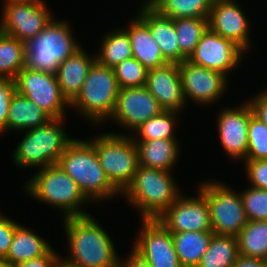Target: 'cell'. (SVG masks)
I'll return each mask as SVG.
<instances>
[{"instance_id":"e0dca14e","label":"cell","mask_w":267,"mask_h":267,"mask_svg":"<svg viewBox=\"0 0 267 267\" xmlns=\"http://www.w3.org/2000/svg\"><path fill=\"white\" fill-rule=\"evenodd\" d=\"M196 197L180 195L158 218L170 232L212 231L206 198L197 190Z\"/></svg>"},{"instance_id":"d4e9b609","label":"cell","mask_w":267,"mask_h":267,"mask_svg":"<svg viewBox=\"0 0 267 267\" xmlns=\"http://www.w3.org/2000/svg\"><path fill=\"white\" fill-rule=\"evenodd\" d=\"M51 249L48 241L21 223L15 230L11 246L3 260L15 265L46 255Z\"/></svg>"},{"instance_id":"4fadbf2b","label":"cell","mask_w":267,"mask_h":267,"mask_svg":"<svg viewBox=\"0 0 267 267\" xmlns=\"http://www.w3.org/2000/svg\"><path fill=\"white\" fill-rule=\"evenodd\" d=\"M132 248L151 267H182L171 232L158 219H141Z\"/></svg>"},{"instance_id":"277c9868","label":"cell","mask_w":267,"mask_h":267,"mask_svg":"<svg viewBox=\"0 0 267 267\" xmlns=\"http://www.w3.org/2000/svg\"><path fill=\"white\" fill-rule=\"evenodd\" d=\"M78 184L91 203L111 201L121 193L111 184L101 167L95 148L88 140L74 139L57 163Z\"/></svg>"},{"instance_id":"ac0fdd59","label":"cell","mask_w":267,"mask_h":267,"mask_svg":"<svg viewBox=\"0 0 267 267\" xmlns=\"http://www.w3.org/2000/svg\"><path fill=\"white\" fill-rule=\"evenodd\" d=\"M239 2L235 0H214L208 17L211 31L229 39L248 53L251 46L249 18Z\"/></svg>"},{"instance_id":"ab89813d","label":"cell","mask_w":267,"mask_h":267,"mask_svg":"<svg viewBox=\"0 0 267 267\" xmlns=\"http://www.w3.org/2000/svg\"><path fill=\"white\" fill-rule=\"evenodd\" d=\"M52 248L46 255L15 264L14 267H60V254Z\"/></svg>"},{"instance_id":"3957f363","label":"cell","mask_w":267,"mask_h":267,"mask_svg":"<svg viewBox=\"0 0 267 267\" xmlns=\"http://www.w3.org/2000/svg\"><path fill=\"white\" fill-rule=\"evenodd\" d=\"M27 181L23 187L26 194L40 203L59 209L63 212L62 218L89 214L85 204L91 201L58 164L38 169Z\"/></svg>"},{"instance_id":"cb8c5ba5","label":"cell","mask_w":267,"mask_h":267,"mask_svg":"<svg viewBox=\"0 0 267 267\" xmlns=\"http://www.w3.org/2000/svg\"><path fill=\"white\" fill-rule=\"evenodd\" d=\"M52 118L37 104L17 91L12 95L7 115V133L30 130L44 125Z\"/></svg>"},{"instance_id":"7c38bea8","label":"cell","mask_w":267,"mask_h":267,"mask_svg":"<svg viewBox=\"0 0 267 267\" xmlns=\"http://www.w3.org/2000/svg\"><path fill=\"white\" fill-rule=\"evenodd\" d=\"M178 70L186 104L192 100L200 106L214 105L228 89V75L219 71L198 66L187 59L178 63Z\"/></svg>"},{"instance_id":"8fae6325","label":"cell","mask_w":267,"mask_h":267,"mask_svg":"<svg viewBox=\"0 0 267 267\" xmlns=\"http://www.w3.org/2000/svg\"><path fill=\"white\" fill-rule=\"evenodd\" d=\"M16 91L26 96L52 119L66 117L70 103L63 96L54 73L35 71L24 67L15 78Z\"/></svg>"},{"instance_id":"d6a6232c","label":"cell","mask_w":267,"mask_h":267,"mask_svg":"<svg viewBox=\"0 0 267 267\" xmlns=\"http://www.w3.org/2000/svg\"><path fill=\"white\" fill-rule=\"evenodd\" d=\"M180 52L188 59L194 52L202 35L209 28L208 18H178L174 19Z\"/></svg>"},{"instance_id":"ba28073f","label":"cell","mask_w":267,"mask_h":267,"mask_svg":"<svg viewBox=\"0 0 267 267\" xmlns=\"http://www.w3.org/2000/svg\"><path fill=\"white\" fill-rule=\"evenodd\" d=\"M87 140L95 148L107 178L122 193L131 183L139 166L137 146L132 136L112 131Z\"/></svg>"},{"instance_id":"30bf717a","label":"cell","mask_w":267,"mask_h":267,"mask_svg":"<svg viewBox=\"0 0 267 267\" xmlns=\"http://www.w3.org/2000/svg\"><path fill=\"white\" fill-rule=\"evenodd\" d=\"M46 0H4L0 31L26 42L54 18Z\"/></svg>"},{"instance_id":"6da1fadb","label":"cell","mask_w":267,"mask_h":267,"mask_svg":"<svg viewBox=\"0 0 267 267\" xmlns=\"http://www.w3.org/2000/svg\"><path fill=\"white\" fill-rule=\"evenodd\" d=\"M62 222L70 253L60 256L62 267H118L115 243L93 215L67 217Z\"/></svg>"},{"instance_id":"f546056e","label":"cell","mask_w":267,"mask_h":267,"mask_svg":"<svg viewBox=\"0 0 267 267\" xmlns=\"http://www.w3.org/2000/svg\"><path fill=\"white\" fill-rule=\"evenodd\" d=\"M25 67V42L0 31V78L15 79Z\"/></svg>"},{"instance_id":"9c48e42d","label":"cell","mask_w":267,"mask_h":267,"mask_svg":"<svg viewBox=\"0 0 267 267\" xmlns=\"http://www.w3.org/2000/svg\"><path fill=\"white\" fill-rule=\"evenodd\" d=\"M198 184V191L206 198L210 209L213 233L237 237L248 223L240 192L215 179Z\"/></svg>"},{"instance_id":"5bb4252c","label":"cell","mask_w":267,"mask_h":267,"mask_svg":"<svg viewBox=\"0 0 267 267\" xmlns=\"http://www.w3.org/2000/svg\"><path fill=\"white\" fill-rule=\"evenodd\" d=\"M164 111L146 86L120 88L115 109L107 120L133 134L143 123ZM114 120V121H113ZM132 131V132H131Z\"/></svg>"},{"instance_id":"4316f807","label":"cell","mask_w":267,"mask_h":267,"mask_svg":"<svg viewBox=\"0 0 267 267\" xmlns=\"http://www.w3.org/2000/svg\"><path fill=\"white\" fill-rule=\"evenodd\" d=\"M96 53V60L109 68H114L124 60L133 57L131 42L125 28H117L105 33Z\"/></svg>"},{"instance_id":"60d3db41","label":"cell","mask_w":267,"mask_h":267,"mask_svg":"<svg viewBox=\"0 0 267 267\" xmlns=\"http://www.w3.org/2000/svg\"><path fill=\"white\" fill-rule=\"evenodd\" d=\"M248 103L251 105L254 115L267 127V89L248 98Z\"/></svg>"},{"instance_id":"7bdbcfd3","label":"cell","mask_w":267,"mask_h":267,"mask_svg":"<svg viewBox=\"0 0 267 267\" xmlns=\"http://www.w3.org/2000/svg\"><path fill=\"white\" fill-rule=\"evenodd\" d=\"M233 267H266L265 260L239 254Z\"/></svg>"},{"instance_id":"ffe728a7","label":"cell","mask_w":267,"mask_h":267,"mask_svg":"<svg viewBox=\"0 0 267 267\" xmlns=\"http://www.w3.org/2000/svg\"><path fill=\"white\" fill-rule=\"evenodd\" d=\"M137 15L148 25L162 56L169 63H180L187 58L180 52L174 20L159 14L145 0Z\"/></svg>"},{"instance_id":"8992f818","label":"cell","mask_w":267,"mask_h":267,"mask_svg":"<svg viewBox=\"0 0 267 267\" xmlns=\"http://www.w3.org/2000/svg\"><path fill=\"white\" fill-rule=\"evenodd\" d=\"M64 122L65 117L51 119L44 125L23 131L24 136L12 153L14 166L38 170L57 164L67 146L74 140L63 129Z\"/></svg>"},{"instance_id":"74e56055","label":"cell","mask_w":267,"mask_h":267,"mask_svg":"<svg viewBox=\"0 0 267 267\" xmlns=\"http://www.w3.org/2000/svg\"><path fill=\"white\" fill-rule=\"evenodd\" d=\"M15 91V79L0 78V135L7 132L8 109L11 97Z\"/></svg>"},{"instance_id":"f35d334b","label":"cell","mask_w":267,"mask_h":267,"mask_svg":"<svg viewBox=\"0 0 267 267\" xmlns=\"http://www.w3.org/2000/svg\"><path fill=\"white\" fill-rule=\"evenodd\" d=\"M19 225L20 223H17V221L0 213V260H3L7 256L13 241V235Z\"/></svg>"},{"instance_id":"e575fe53","label":"cell","mask_w":267,"mask_h":267,"mask_svg":"<svg viewBox=\"0 0 267 267\" xmlns=\"http://www.w3.org/2000/svg\"><path fill=\"white\" fill-rule=\"evenodd\" d=\"M245 160H267V127L254 114L248 126V147Z\"/></svg>"},{"instance_id":"836d02e7","label":"cell","mask_w":267,"mask_h":267,"mask_svg":"<svg viewBox=\"0 0 267 267\" xmlns=\"http://www.w3.org/2000/svg\"><path fill=\"white\" fill-rule=\"evenodd\" d=\"M113 71L120 88L140 87L146 84L148 69L134 57L119 63Z\"/></svg>"},{"instance_id":"4dcf8cb0","label":"cell","mask_w":267,"mask_h":267,"mask_svg":"<svg viewBox=\"0 0 267 267\" xmlns=\"http://www.w3.org/2000/svg\"><path fill=\"white\" fill-rule=\"evenodd\" d=\"M178 115L180 116V113L164 110L143 123L131 136L134 141L178 139L175 135Z\"/></svg>"},{"instance_id":"83f0119b","label":"cell","mask_w":267,"mask_h":267,"mask_svg":"<svg viewBox=\"0 0 267 267\" xmlns=\"http://www.w3.org/2000/svg\"><path fill=\"white\" fill-rule=\"evenodd\" d=\"M159 14L171 19L208 18L214 0H145Z\"/></svg>"},{"instance_id":"5b68a950","label":"cell","mask_w":267,"mask_h":267,"mask_svg":"<svg viewBox=\"0 0 267 267\" xmlns=\"http://www.w3.org/2000/svg\"><path fill=\"white\" fill-rule=\"evenodd\" d=\"M81 48L70 22L53 18L41 32L25 42V67L56 74L60 64Z\"/></svg>"},{"instance_id":"8d00e7d4","label":"cell","mask_w":267,"mask_h":267,"mask_svg":"<svg viewBox=\"0 0 267 267\" xmlns=\"http://www.w3.org/2000/svg\"><path fill=\"white\" fill-rule=\"evenodd\" d=\"M249 186L267 190V160H244Z\"/></svg>"},{"instance_id":"b9f144b4","label":"cell","mask_w":267,"mask_h":267,"mask_svg":"<svg viewBox=\"0 0 267 267\" xmlns=\"http://www.w3.org/2000/svg\"><path fill=\"white\" fill-rule=\"evenodd\" d=\"M129 253V256L127 258L125 257L124 261L119 259L118 267H151L133 248Z\"/></svg>"},{"instance_id":"d590c367","label":"cell","mask_w":267,"mask_h":267,"mask_svg":"<svg viewBox=\"0 0 267 267\" xmlns=\"http://www.w3.org/2000/svg\"><path fill=\"white\" fill-rule=\"evenodd\" d=\"M248 221L267 220V190L245 187L240 191Z\"/></svg>"},{"instance_id":"2e32d148","label":"cell","mask_w":267,"mask_h":267,"mask_svg":"<svg viewBox=\"0 0 267 267\" xmlns=\"http://www.w3.org/2000/svg\"><path fill=\"white\" fill-rule=\"evenodd\" d=\"M221 109L217 116L220 145L227 158L243 162L247 154L250 117L254 114L251 105L245 101L237 107L226 106Z\"/></svg>"},{"instance_id":"f1b7e54d","label":"cell","mask_w":267,"mask_h":267,"mask_svg":"<svg viewBox=\"0 0 267 267\" xmlns=\"http://www.w3.org/2000/svg\"><path fill=\"white\" fill-rule=\"evenodd\" d=\"M238 255L239 247L236 236L214 233L197 267H233Z\"/></svg>"},{"instance_id":"9a60e30c","label":"cell","mask_w":267,"mask_h":267,"mask_svg":"<svg viewBox=\"0 0 267 267\" xmlns=\"http://www.w3.org/2000/svg\"><path fill=\"white\" fill-rule=\"evenodd\" d=\"M245 53L236 43L208 28L187 60L198 66L228 74L229 77L230 72L240 66Z\"/></svg>"},{"instance_id":"484cf974","label":"cell","mask_w":267,"mask_h":267,"mask_svg":"<svg viewBox=\"0 0 267 267\" xmlns=\"http://www.w3.org/2000/svg\"><path fill=\"white\" fill-rule=\"evenodd\" d=\"M182 267H197L208 249L213 231L171 232Z\"/></svg>"},{"instance_id":"7402d4cb","label":"cell","mask_w":267,"mask_h":267,"mask_svg":"<svg viewBox=\"0 0 267 267\" xmlns=\"http://www.w3.org/2000/svg\"><path fill=\"white\" fill-rule=\"evenodd\" d=\"M125 30L131 42L132 56L145 68L154 69L169 63L163 56L148 25L135 13Z\"/></svg>"},{"instance_id":"52a82bcc","label":"cell","mask_w":267,"mask_h":267,"mask_svg":"<svg viewBox=\"0 0 267 267\" xmlns=\"http://www.w3.org/2000/svg\"><path fill=\"white\" fill-rule=\"evenodd\" d=\"M120 87L113 68L97 60L90 68L80 93L70 103V108L84 116L87 122L98 127L105 124L113 113Z\"/></svg>"},{"instance_id":"d6986e66","label":"cell","mask_w":267,"mask_h":267,"mask_svg":"<svg viewBox=\"0 0 267 267\" xmlns=\"http://www.w3.org/2000/svg\"><path fill=\"white\" fill-rule=\"evenodd\" d=\"M145 86L165 111L182 113L188 106L182 91L178 63L149 69Z\"/></svg>"},{"instance_id":"44dd1931","label":"cell","mask_w":267,"mask_h":267,"mask_svg":"<svg viewBox=\"0 0 267 267\" xmlns=\"http://www.w3.org/2000/svg\"><path fill=\"white\" fill-rule=\"evenodd\" d=\"M85 51L83 47L65 59L56 73L61 93L69 103L80 93L88 72L96 61V54L90 56Z\"/></svg>"},{"instance_id":"ee69618b","label":"cell","mask_w":267,"mask_h":267,"mask_svg":"<svg viewBox=\"0 0 267 267\" xmlns=\"http://www.w3.org/2000/svg\"><path fill=\"white\" fill-rule=\"evenodd\" d=\"M0 267H14V265L4 260H0Z\"/></svg>"},{"instance_id":"603a6c76","label":"cell","mask_w":267,"mask_h":267,"mask_svg":"<svg viewBox=\"0 0 267 267\" xmlns=\"http://www.w3.org/2000/svg\"><path fill=\"white\" fill-rule=\"evenodd\" d=\"M139 165L172 172L180 154L179 139L135 141ZM175 164V165H174Z\"/></svg>"},{"instance_id":"7a4b0ae2","label":"cell","mask_w":267,"mask_h":267,"mask_svg":"<svg viewBox=\"0 0 267 267\" xmlns=\"http://www.w3.org/2000/svg\"><path fill=\"white\" fill-rule=\"evenodd\" d=\"M172 172L138 166L121 197L136 208L140 219H158L182 194Z\"/></svg>"},{"instance_id":"1f68e13d","label":"cell","mask_w":267,"mask_h":267,"mask_svg":"<svg viewBox=\"0 0 267 267\" xmlns=\"http://www.w3.org/2000/svg\"><path fill=\"white\" fill-rule=\"evenodd\" d=\"M237 238L239 254L267 259V220L248 221Z\"/></svg>"}]
</instances>
